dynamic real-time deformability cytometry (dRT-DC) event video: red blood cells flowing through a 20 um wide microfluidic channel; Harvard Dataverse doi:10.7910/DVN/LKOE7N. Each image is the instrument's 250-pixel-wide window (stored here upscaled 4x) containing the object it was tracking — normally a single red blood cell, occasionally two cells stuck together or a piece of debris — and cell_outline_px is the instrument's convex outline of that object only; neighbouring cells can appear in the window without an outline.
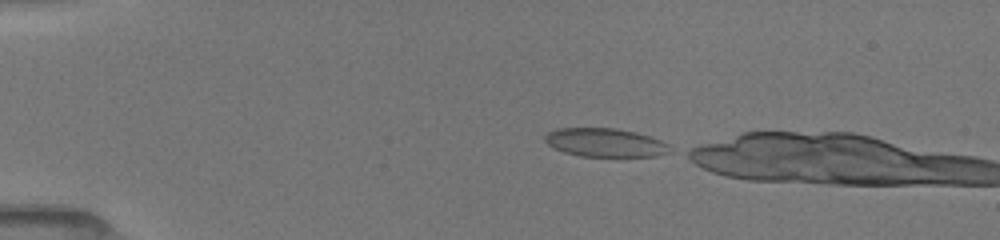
{"species": "common noctule bat (a hibernating species)", "species_latin": "Nyctalus noctula", "temperature_condition": "room temperature", "stored_images_in_passage": 5, "camera_frame_rate_fps": 3000, "um_per_image_px": 0.085, "animal": {"sex": "female", "body_mass_g": 19.5, "forearm_length_mm": 54.1}, "frame": {"image": 1, "passage_image": 1, "time_ms": 0.0, "image_size_px": [1000, 240], "cell_outline_px": [[672, 152], [656, 156], [580, 156], [564, 152], [552, 148], [544, 140], [544, 136], [548, 132], [556, 128], [616, 128], [636, 132], [660, 140], [668, 144]], "centroid_in_image_um": [51.42, 12.12], "position_along_channel_um": 33.6, "area_um2": 20.87}}